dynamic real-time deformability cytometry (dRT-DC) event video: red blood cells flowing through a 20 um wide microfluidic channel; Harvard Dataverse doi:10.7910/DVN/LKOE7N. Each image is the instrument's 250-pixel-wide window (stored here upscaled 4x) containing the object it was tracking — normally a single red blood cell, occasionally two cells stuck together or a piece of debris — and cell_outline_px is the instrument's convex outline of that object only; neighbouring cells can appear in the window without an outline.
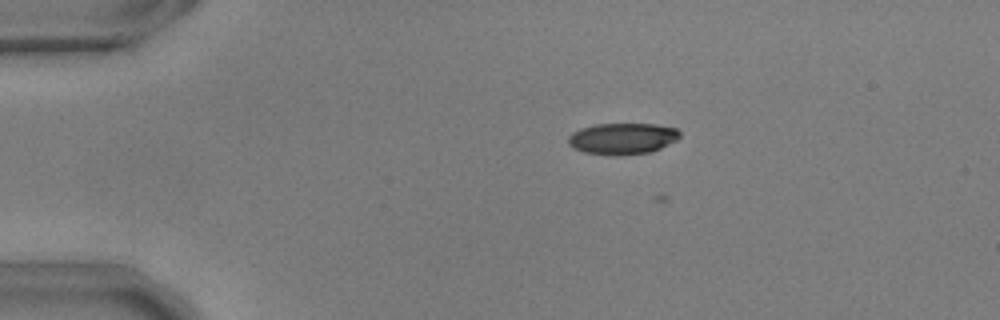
{"species": "common noctule bat (a hibernating species)", "species_latin": "Nyctalus noctula", "temperature_condition": "warm", "stored_images_in_passage": 3, "camera_frame_rate_fps": 3000, "um_per_image_px": 0.085, "animal": {"sex": "male", "body_mass_g": 17.9, "forearm_length_mm": 54.2}, "frame": {"image": 1, "passage_image": 1, "time_ms": 0.0, "image_size_px": [1000, 320], "cell_outline_px": [[680, 136], [676, 140], [660, 148], [648, 152], [616, 156], [584, 152], [572, 148], [568, 144], [568, 136], [572, 132], [580, 128], [596, 124], [656, 124], [676, 128], [680, 132]], "centroid_in_image_um": [52.87, 11.78], "position_along_channel_um": 32.1, "area_um2": 20.4}}